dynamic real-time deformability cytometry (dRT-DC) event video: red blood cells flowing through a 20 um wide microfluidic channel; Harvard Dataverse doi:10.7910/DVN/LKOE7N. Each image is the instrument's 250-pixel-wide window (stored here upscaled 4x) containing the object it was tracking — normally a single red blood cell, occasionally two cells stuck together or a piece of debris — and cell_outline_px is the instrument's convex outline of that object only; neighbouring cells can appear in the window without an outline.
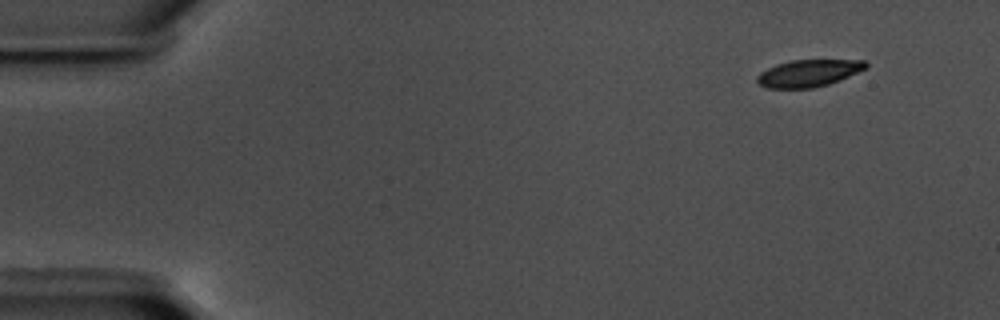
{"species": "common noctule bat (a hibernating species)", "species_latin": "Nyctalus noctula", "temperature_condition": "warm", "stored_images_in_passage": 53, "camera_frame_rate_fps": 3000, "um_per_image_px": 0.085, "animal": {"sex": "male", "body_mass_g": 17.5, "forearm_length_mm": 52.3}, "frame": {"image": 1, "passage_image": 1, "time_ms": 0.0, "image_size_px": [1000, 320], "cell_outline_px": [[868, 68], [840, 80], [828, 84], [812, 88], [768, 88], [760, 84], [756, 80], [756, 76], [760, 72], [776, 64], [792, 60], [864, 60], [868, 64]], "centroid_in_image_um": [68.74, 6.22], "position_along_channel_um": 16.3, "area_um2": 17.17}}
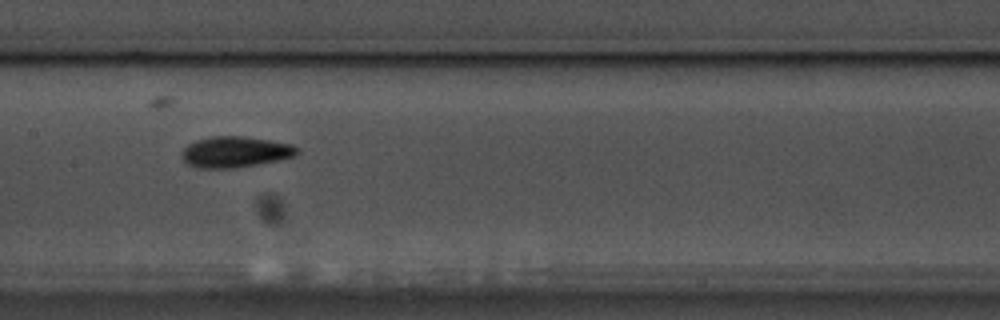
{"frame": {"image": 2, "passage_image": 25, "time_ms": 8.0, "image_size_px": [1000, 320], "cell_outline_px": [[300, 152], [292, 156], [276, 160], [236, 168], [196, 168], [188, 164], [180, 156], [184, 148], [188, 144], [196, 140], [212, 136], [244, 136], [272, 140], [292, 144], [300, 148]], "centroid_in_image_um": [19.98, 12.9], "position_along_channel_um": 187.4, "area_um2": 20.87}}
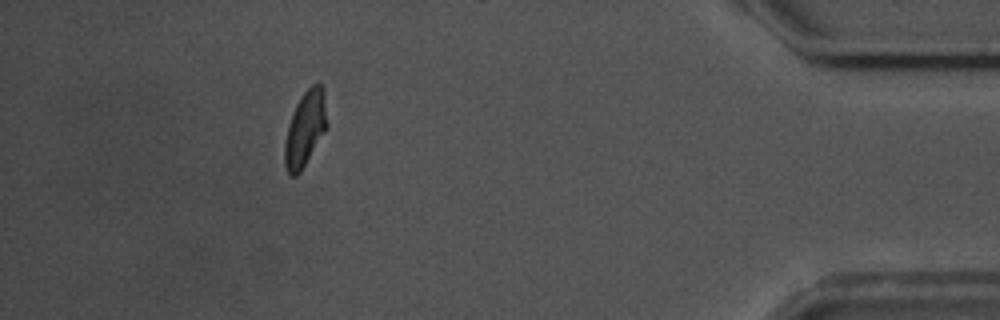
{"frame": {"image": 3, "passage_image": 48, "time_ms": 15.667, "image_size_px": [1000, 320], "cell_outline_px": [[328, 128], [300, 172], [296, 176], [292, 176], [288, 172], [284, 164], [284, 144], [288, 128], [296, 104], [304, 92], [312, 84], [320, 84], [324, 88], [328, 124]], "centroid_in_image_um": [25.97, 10.94], "position_along_channel_um": 409.2, "area_um2": 18.55}, "authors_computed_cell_mechanics": {"area_um2": 18.785, "velocity_mm_per_s": 3.5756, "shape_relaxation_time_tau1_ms": 2.6693, "shape_relaxation_time_tau2_ms": 4.2243, "deformation_change_tau1": 0.1188, "deformation_change_tau2": 0.0735}}